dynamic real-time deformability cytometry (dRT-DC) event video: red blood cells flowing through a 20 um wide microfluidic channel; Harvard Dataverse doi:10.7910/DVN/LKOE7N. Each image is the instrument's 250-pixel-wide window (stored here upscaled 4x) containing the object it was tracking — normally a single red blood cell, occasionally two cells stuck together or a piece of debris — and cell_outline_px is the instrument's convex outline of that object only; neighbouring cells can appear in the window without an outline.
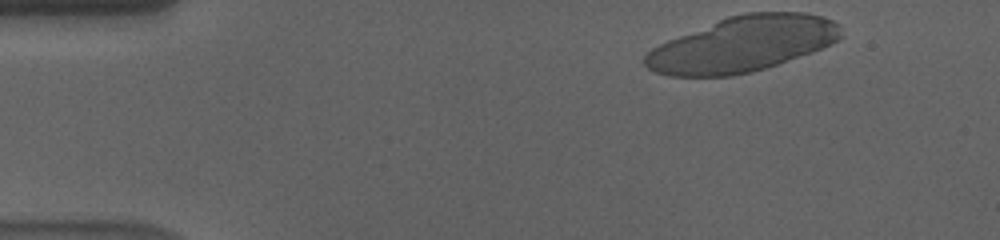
{"species": "human", "species_latin": "Homo sapiens", "temperature_condition": "cold", "stored_images_in_passage": 17, "camera_frame_rate_fps": 3000, "um_per_image_px": 0.085, "donor": {"sex": "male"}, "frame": {"image": 1, "passage_image": 1, "time_ms": 0.0, "image_size_px": [1000, 240], "cell_outline_px": [[840, 36], [836, 40], [812, 52], [752, 72], [732, 76], [672, 76], [656, 72], [648, 68], [644, 64], [644, 56], [652, 48], [668, 40], [728, 16], [744, 12], [804, 12], [824, 16], [840, 24]], "centroid_in_image_um": [63.11, 3.75], "position_along_channel_um": 21.9, "area_um2": 62.71}}